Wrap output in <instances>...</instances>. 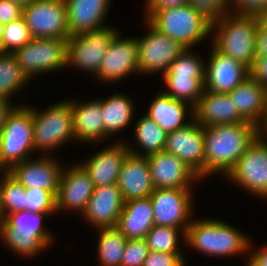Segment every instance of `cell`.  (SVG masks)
I'll use <instances>...</instances> for the list:
<instances>
[{
  "mask_svg": "<svg viewBox=\"0 0 267 266\" xmlns=\"http://www.w3.org/2000/svg\"><path fill=\"white\" fill-rule=\"evenodd\" d=\"M205 178L215 173L226 176L260 133L250 121L203 127Z\"/></svg>",
  "mask_w": 267,
  "mask_h": 266,
  "instance_id": "obj_1",
  "label": "cell"
},
{
  "mask_svg": "<svg viewBox=\"0 0 267 266\" xmlns=\"http://www.w3.org/2000/svg\"><path fill=\"white\" fill-rule=\"evenodd\" d=\"M249 237L231 226L214 218L195 219L185 231V244L203 255L211 257H230L248 254Z\"/></svg>",
  "mask_w": 267,
  "mask_h": 266,
  "instance_id": "obj_2",
  "label": "cell"
},
{
  "mask_svg": "<svg viewBox=\"0 0 267 266\" xmlns=\"http://www.w3.org/2000/svg\"><path fill=\"white\" fill-rule=\"evenodd\" d=\"M56 213H34L21 210L4 217L0 240L16 255L34 258L51 246L54 238L51 231L42 225L45 217ZM45 228V229H44Z\"/></svg>",
  "mask_w": 267,
  "mask_h": 266,
  "instance_id": "obj_3",
  "label": "cell"
},
{
  "mask_svg": "<svg viewBox=\"0 0 267 266\" xmlns=\"http://www.w3.org/2000/svg\"><path fill=\"white\" fill-rule=\"evenodd\" d=\"M257 16L239 15L232 11L212 23L215 35L212 45L224 55L246 65L249 69L256 60Z\"/></svg>",
  "mask_w": 267,
  "mask_h": 266,
  "instance_id": "obj_4",
  "label": "cell"
},
{
  "mask_svg": "<svg viewBox=\"0 0 267 266\" xmlns=\"http://www.w3.org/2000/svg\"><path fill=\"white\" fill-rule=\"evenodd\" d=\"M36 109L32 107L35 152L50 155L66 142L75 140L71 99L50 104L43 110Z\"/></svg>",
  "mask_w": 267,
  "mask_h": 266,
  "instance_id": "obj_5",
  "label": "cell"
},
{
  "mask_svg": "<svg viewBox=\"0 0 267 266\" xmlns=\"http://www.w3.org/2000/svg\"><path fill=\"white\" fill-rule=\"evenodd\" d=\"M149 22L184 49H193L212 33V22L189 3L161 10Z\"/></svg>",
  "mask_w": 267,
  "mask_h": 266,
  "instance_id": "obj_6",
  "label": "cell"
},
{
  "mask_svg": "<svg viewBox=\"0 0 267 266\" xmlns=\"http://www.w3.org/2000/svg\"><path fill=\"white\" fill-rule=\"evenodd\" d=\"M34 149L32 106H16L8 115L0 133L2 164L10 170L15 164L29 159Z\"/></svg>",
  "mask_w": 267,
  "mask_h": 266,
  "instance_id": "obj_7",
  "label": "cell"
},
{
  "mask_svg": "<svg viewBox=\"0 0 267 266\" xmlns=\"http://www.w3.org/2000/svg\"><path fill=\"white\" fill-rule=\"evenodd\" d=\"M13 55L23 72L32 80L41 73L67 67V39L33 38Z\"/></svg>",
  "mask_w": 267,
  "mask_h": 266,
  "instance_id": "obj_8",
  "label": "cell"
},
{
  "mask_svg": "<svg viewBox=\"0 0 267 266\" xmlns=\"http://www.w3.org/2000/svg\"><path fill=\"white\" fill-rule=\"evenodd\" d=\"M118 32L114 26H108L70 36L67 39L66 66H72L79 71H86L85 73L96 76L103 57Z\"/></svg>",
  "mask_w": 267,
  "mask_h": 266,
  "instance_id": "obj_9",
  "label": "cell"
},
{
  "mask_svg": "<svg viewBox=\"0 0 267 266\" xmlns=\"http://www.w3.org/2000/svg\"><path fill=\"white\" fill-rule=\"evenodd\" d=\"M225 177L252 195L267 198V140L260 133Z\"/></svg>",
  "mask_w": 267,
  "mask_h": 266,
  "instance_id": "obj_10",
  "label": "cell"
},
{
  "mask_svg": "<svg viewBox=\"0 0 267 266\" xmlns=\"http://www.w3.org/2000/svg\"><path fill=\"white\" fill-rule=\"evenodd\" d=\"M145 23L147 34L137 38L139 74L161 72L163 75L185 49L170 36L157 30L148 20Z\"/></svg>",
  "mask_w": 267,
  "mask_h": 266,
  "instance_id": "obj_11",
  "label": "cell"
},
{
  "mask_svg": "<svg viewBox=\"0 0 267 266\" xmlns=\"http://www.w3.org/2000/svg\"><path fill=\"white\" fill-rule=\"evenodd\" d=\"M192 190L185 188L155 189L150 195L154 225L176 227L185 232L192 221L193 211H195Z\"/></svg>",
  "mask_w": 267,
  "mask_h": 266,
  "instance_id": "obj_12",
  "label": "cell"
},
{
  "mask_svg": "<svg viewBox=\"0 0 267 266\" xmlns=\"http://www.w3.org/2000/svg\"><path fill=\"white\" fill-rule=\"evenodd\" d=\"M22 17L32 38L70 37L64 0H34L23 8Z\"/></svg>",
  "mask_w": 267,
  "mask_h": 266,
  "instance_id": "obj_13",
  "label": "cell"
},
{
  "mask_svg": "<svg viewBox=\"0 0 267 266\" xmlns=\"http://www.w3.org/2000/svg\"><path fill=\"white\" fill-rule=\"evenodd\" d=\"M203 127L193 118L185 127L167 134L164 151L174 154L200 179L205 178Z\"/></svg>",
  "mask_w": 267,
  "mask_h": 266,
  "instance_id": "obj_14",
  "label": "cell"
},
{
  "mask_svg": "<svg viewBox=\"0 0 267 266\" xmlns=\"http://www.w3.org/2000/svg\"><path fill=\"white\" fill-rule=\"evenodd\" d=\"M118 32L111 41L95 77L103 83L118 82L139 74L137 37L121 38Z\"/></svg>",
  "mask_w": 267,
  "mask_h": 266,
  "instance_id": "obj_15",
  "label": "cell"
},
{
  "mask_svg": "<svg viewBox=\"0 0 267 266\" xmlns=\"http://www.w3.org/2000/svg\"><path fill=\"white\" fill-rule=\"evenodd\" d=\"M61 170L56 195V212L74 211L82 214L94 191L93 181L80 164Z\"/></svg>",
  "mask_w": 267,
  "mask_h": 266,
  "instance_id": "obj_16",
  "label": "cell"
},
{
  "mask_svg": "<svg viewBox=\"0 0 267 266\" xmlns=\"http://www.w3.org/2000/svg\"><path fill=\"white\" fill-rule=\"evenodd\" d=\"M209 60L205 65L204 90L228 94L250 76V69L230 56L210 47Z\"/></svg>",
  "mask_w": 267,
  "mask_h": 266,
  "instance_id": "obj_17",
  "label": "cell"
},
{
  "mask_svg": "<svg viewBox=\"0 0 267 266\" xmlns=\"http://www.w3.org/2000/svg\"><path fill=\"white\" fill-rule=\"evenodd\" d=\"M151 179L155 189L185 188L201 179L174 154L160 151L147 156Z\"/></svg>",
  "mask_w": 267,
  "mask_h": 266,
  "instance_id": "obj_18",
  "label": "cell"
},
{
  "mask_svg": "<svg viewBox=\"0 0 267 266\" xmlns=\"http://www.w3.org/2000/svg\"><path fill=\"white\" fill-rule=\"evenodd\" d=\"M49 155L29 158L15 164L9 173L18 180L25 188H40L51 191L57 195L62 164ZM56 159V160H55Z\"/></svg>",
  "mask_w": 267,
  "mask_h": 266,
  "instance_id": "obj_19",
  "label": "cell"
},
{
  "mask_svg": "<svg viewBox=\"0 0 267 266\" xmlns=\"http://www.w3.org/2000/svg\"><path fill=\"white\" fill-rule=\"evenodd\" d=\"M106 147L79 163L89 174L95 188L117 185L125 157L130 153L123 141H115Z\"/></svg>",
  "mask_w": 267,
  "mask_h": 266,
  "instance_id": "obj_20",
  "label": "cell"
},
{
  "mask_svg": "<svg viewBox=\"0 0 267 266\" xmlns=\"http://www.w3.org/2000/svg\"><path fill=\"white\" fill-rule=\"evenodd\" d=\"M123 205L124 200L117 185L101 186L94 188L81 215L96 229L115 227Z\"/></svg>",
  "mask_w": 267,
  "mask_h": 266,
  "instance_id": "obj_21",
  "label": "cell"
},
{
  "mask_svg": "<svg viewBox=\"0 0 267 266\" xmlns=\"http://www.w3.org/2000/svg\"><path fill=\"white\" fill-rule=\"evenodd\" d=\"M117 187L124 202L150 197L155 190L147 156L129 153L119 173Z\"/></svg>",
  "mask_w": 267,
  "mask_h": 266,
  "instance_id": "obj_22",
  "label": "cell"
},
{
  "mask_svg": "<svg viewBox=\"0 0 267 266\" xmlns=\"http://www.w3.org/2000/svg\"><path fill=\"white\" fill-rule=\"evenodd\" d=\"M70 36L104 29L111 0H64Z\"/></svg>",
  "mask_w": 267,
  "mask_h": 266,
  "instance_id": "obj_23",
  "label": "cell"
},
{
  "mask_svg": "<svg viewBox=\"0 0 267 266\" xmlns=\"http://www.w3.org/2000/svg\"><path fill=\"white\" fill-rule=\"evenodd\" d=\"M193 111L194 119L202 127L247 121L238 112L229 95L223 93L204 90Z\"/></svg>",
  "mask_w": 267,
  "mask_h": 266,
  "instance_id": "obj_24",
  "label": "cell"
},
{
  "mask_svg": "<svg viewBox=\"0 0 267 266\" xmlns=\"http://www.w3.org/2000/svg\"><path fill=\"white\" fill-rule=\"evenodd\" d=\"M238 112L260 127L267 116V88L249 76L228 93Z\"/></svg>",
  "mask_w": 267,
  "mask_h": 266,
  "instance_id": "obj_25",
  "label": "cell"
},
{
  "mask_svg": "<svg viewBox=\"0 0 267 266\" xmlns=\"http://www.w3.org/2000/svg\"><path fill=\"white\" fill-rule=\"evenodd\" d=\"M161 91L153 97L145 115L167 133L185 127L194 118L193 107Z\"/></svg>",
  "mask_w": 267,
  "mask_h": 266,
  "instance_id": "obj_26",
  "label": "cell"
},
{
  "mask_svg": "<svg viewBox=\"0 0 267 266\" xmlns=\"http://www.w3.org/2000/svg\"><path fill=\"white\" fill-rule=\"evenodd\" d=\"M75 141L103 142L105 128L102 114V105L99 99L78 103L72 100Z\"/></svg>",
  "mask_w": 267,
  "mask_h": 266,
  "instance_id": "obj_27",
  "label": "cell"
},
{
  "mask_svg": "<svg viewBox=\"0 0 267 266\" xmlns=\"http://www.w3.org/2000/svg\"><path fill=\"white\" fill-rule=\"evenodd\" d=\"M154 226L150 197L124 202L115 226L126 239H143Z\"/></svg>",
  "mask_w": 267,
  "mask_h": 266,
  "instance_id": "obj_28",
  "label": "cell"
},
{
  "mask_svg": "<svg viewBox=\"0 0 267 266\" xmlns=\"http://www.w3.org/2000/svg\"><path fill=\"white\" fill-rule=\"evenodd\" d=\"M102 105V116L105 128V138L116 135L115 133L125 130L132 122L135 106L129 96L121 92L115 93L107 99H99Z\"/></svg>",
  "mask_w": 267,
  "mask_h": 266,
  "instance_id": "obj_29",
  "label": "cell"
},
{
  "mask_svg": "<svg viewBox=\"0 0 267 266\" xmlns=\"http://www.w3.org/2000/svg\"><path fill=\"white\" fill-rule=\"evenodd\" d=\"M133 125L135 126L134 140L144 152L138 150L137 146L135 148L132 146L130 147V144L125 142L130 153L138 156H148L164 151L168 133L159 127L152 119L144 114L137 120L136 124Z\"/></svg>",
  "mask_w": 267,
  "mask_h": 266,
  "instance_id": "obj_30",
  "label": "cell"
},
{
  "mask_svg": "<svg viewBox=\"0 0 267 266\" xmlns=\"http://www.w3.org/2000/svg\"><path fill=\"white\" fill-rule=\"evenodd\" d=\"M97 257L101 266H121L127 239L116 227L98 228Z\"/></svg>",
  "mask_w": 267,
  "mask_h": 266,
  "instance_id": "obj_31",
  "label": "cell"
},
{
  "mask_svg": "<svg viewBox=\"0 0 267 266\" xmlns=\"http://www.w3.org/2000/svg\"><path fill=\"white\" fill-rule=\"evenodd\" d=\"M31 81L19 66L13 53L0 54V97L11 100Z\"/></svg>",
  "mask_w": 267,
  "mask_h": 266,
  "instance_id": "obj_32",
  "label": "cell"
},
{
  "mask_svg": "<svg viewBox=\"0 0 267 266\" xmlns=\"http://www.w3.org/2000/svg\"><path fill=\"white\" fill-rule=\"evenodd\" d=\"M168 94L174 99L195 107L204 92L205 77L162 76ZM168 87V88H167Z\"/></svg>",
  "mask_w": 267,
  "mask_h": 266,
  "instance_id": "obj_33",
  "label": "cell"
},
{
  "mask_svg": "<svg viewBox=\"0 0 267 266\" xmlns=\"http://www.w3.org/2000/svg\"><path fill=\"white\" fill-rule=\"evenodd\" d=\"M0 177V209L3 217L9 213L25 210V187L9 172Z\"/></svg>",
  "mask_w": 267,
  "mask_h": 266,
  "instance_id": "obj_34",
  "label": "cell"
},
{
  "mask_svg": "<svg viewBox=\"0 0 267 266\" xmlns=\"http://www.w3.org/2000/svg\"><path fill=\"white\" fill-rule=\"evenodd\" d=\"M182 238L185 240V232L180 228L154 225L144 239L151 251L182 253L179 248Z\"/></svg>",
  "mask_w": 267,
  "mask_h": 266,
  "instance_id": "obj_35",
  "label": "cell"
},
{
  "mask_svg": "<svg viewBox=\"0 0 267 266\" xmlns=\"http://www.w3.org/2000/svg\"><path fill=\"white\" fill-rule=\"evenodd\" d=\"M193 51L192 49H185L163 76L205 77L206 61L194 54Z\"/></svg>",
  "mask_w": 267,
  "mask_h": 266,
  "instance_id": "obj_36",
  "label": "cell"
},
{
  "mask_svg": "<svg viewBox=\"0 0 267 266\" xmlns=\"http://www.w3.org/2000/svg\"><path fill=\"white\" fill-rule=\"evenodd\" d=\"M33 38L23 17L5 24L2 53H14Z\"/></svg>",
  "mask_w": 267,
  "mask_h": 266,
  "instance_id": "obj_37",
  "label": "cell"
},
{
  "mask_svg": "<svg viewBox=\"0 0 267 266\" xmlns=\"http://www.w3.org/2000/svg\"><path fill=\"white\" fill-rule=\"evenodd\" d=\"M25 210L34 213H57L56 196L48 190L25 188Z\"/></svg>",
  "mask_w": 267,
  "mask_h": 266,
  "instance_id": "obj_38",
  "label": "cell"
},
{
  "mask_svg": "<svg viewBox=\"0 0 267 266\" xmlns=\"http://www.w3.org/2000/svg\"><path fill=\"white\" fill-rule=\"evenodd\" d=\"M188 3L212 23L231 11L228 0H188Z\"/></svg>",
  "mask_w": 267,
  "mask_h": 266,
  "instance_id": "obj_39",
  "label": "cell"
},
{
  "mask_svg": "<svg viewBox=\"0 0 267 266\" xmlns=\"http://www.w3.org/2000/svg\"><path fill=\"white\" fill-rule=\"evenodd\" d=\"M150 249L145 239H127L121 266H143Z\"/></svg>",
  "mask_w": 267,
  "mask_h": 266,
  "instance_id": "obj_40",
  "label": "cell"
},
{
  "mask_svg": "<svg viewBox=\"0 0 267 266\" xmlns=\"http://www.w3.org/2000/svg\"><path fill=\"white\" fill-rule=\"evenodd\" d=\"M183 253L149 252L143 266H186Z\"/></svg>",
  "mask_w": 267,
  "mask_h": 266,
  "instance_id": "obj_41",
  "label": "cell"
},
{
  "mask_svg": "<svg viewBox=\"0 0 267 266\" xmlns=\"http://www.w3.org/2000/svg\"><path fill=\"white\" fill-rule=\"evenodd\" d=\"M231 11L239 15L258 16L267 8V0H234Z\"/></svg>",
  "mask_w": 267,
  "mask_h": 266,
  "instance_id": "obj_42",
  "label": "cell"
},
{
  "mask_svg": "<svg viewBox=\"0 0 267 266\" xmlns=\"http://www.w3.org/2000/svg\"><path fill=\"white\" fill-rule=\"evenodd\" d=\"M188 3V0H146L145 20H150L157 12L169 8L179 7Z\"/></svg>",
  "mask_w": 267,
  "mask_h": 266,
  "instance_id": "obj_43",
  "label": "cell"
},
{
  "mask_svg": "<svg viewBox=\"0 0 267 266\" xmlns=\"http://www.w3.org/2000/svg\"><path fill=\"white\" fill-rule=\"evenodd\" d=\"M23 16V7L10 0H0V22L8 24Z\"/></svg>",
  "mask_w": 267,
  "mask_h": 266,
  "instance_id": "obj_44",
  "label": "cell"
},
{
  "mask_svg": "<svg viewBox=\"0 0 267 266\" xmlns=\"http://www.w3.org/2000/svg\"><path fill=\"white\" fill-rule=\"evenodd\" d=\"M250 76L267 88V57H259L250 69Z\"/></svg>",
  "mask_w": 267,
  "mask_h": 266,
  "instance_id": "obj_45",
  "label": "cell"
},
{
  "mask_svg": "<svg viewBox=\"0 0 267 266\" xmlns=\"http://www.w3.org/2000/svg\"><path fill=\"white\" fill-rule=\"evenodd\" d=\"M252 242L253 241L251 240L248 249L249 255L247 254L248 257L246 260L247 264L244 266H267V245L262 247V249L259 248L257 250L255 249L254 251L252 247L253 246Z\"/></svg>",
  "mask_w": 267,
  "mask_h": 266,
  "instance_id": "obj_46",
  "label": "cell"
},
{
  "mask_svg": "<svg viewBox=\"0 0 267 266\" xmlns=\"http://www.w3.org/2000/svg\"><path fill=\"white\" fill-rule=\"evenodd\" d=\"M256 58L267 57V28L258 27L256 33V46H255Z\"/></svg>",
  "mask_w": 267,
  "mask_h": 266,
  "instance_id": "obj_47",
  "label": "cell"
},
{
  "mask_svg": "<svg viewBox=\"0 0 267 266\" xmlns=\"http://www.w3.org/2000/svg\"><path fill=\"white\" fill-rule=\"evenodd\" d=\"M9 99L0 97V133L2 132L5 123L7 121L8 115L16 107V104L13 106Z\"/></svg>",
  "mask_w": 267,
  "mask_h": 266,
  "instance_id": "obj_48",
  "label": "cell"
},
{
  "mask_svg": "<svg viewBox=\"0 0 267 266\" xmlns=\"http://www.w3.org/2000/svg\"><path fill=\"white\" fill-rule=\"evenodd\" d=\"M259 26L267 28V8H265L258 16Z\"/></svg>",
  "mask_w": 267,
  "mask_h": 266,
  "instance_id": "obj_49",
  "label": "cell"
},
{
  "mask_svg": "<svg viewBox=\"0 0 267 266\" xmlns=\"http://www.w3.org/2000/svg\"><path fill=\"white\" fill-rule=\"evenodd\" d=\"M259 132L267 140V116L264 123L259 127Z\"/></svg>",
  "mask_w": 267,
  "mask_h": 266,
  "instance_id": "obj_50",
  "label": "cell"
},
{
  "mask_svg": "<svg viewBox=\"0 0 267 266\" xmlns=\"http://www.w3.org/2000/svg\"><path fill=\"white\" fill-rule=\"evenodd\" d=\"M10 1L24 8L25 6L31 4L34 0H10Z\"/></svg>",
  "mask_w": 267,
  "mask_h": 266,
  "instance_id": "obj_51",
  "label": "cell"
},
{
  "mask_svg": "<svg viewBox=\"0 0 267 266\" xmlns=\"http://www.w3.org/2000/svg\"><path fill=\"white\" fill-rule=\"evenodd\" d=\"M4 28H5V24L0 22V54L2 53V40H3Z\"/></svg>",
  "mask_w": 267,
  "mask_h": 266,
  "instance_id": "obj_52",
  "label": "cell"
},
{
  "mask_svg": "<svg viewBox=\"0 0 267 266\" xmlns=\"http://www.w3.org/2000/svg\"><path fill=\"white\" fill-rule=\"evenodd\" d=\"M0 172H2L1 174L9 172V170L2 164L1 156H0Z\"/></svg>",
  "mask_w": 267,
  "mask_h": 266,
  "instance_id": "obj_53",
  "label": "cell"
},
{
  "mask_svg": "<svg viewBox=\"0 0 267 266\" xmlns=\"http://www.w3.org/2000/svg\"><path fill=\"white\" fill-rule=\"evenodd\" d=\"M3 220H4V217H3L1 209H0V232H1Z\"/></svg>",
  "mask_w": 267,
  "mask_h": 266,
  "instance_id": "obj_54",
  "label": "cell"
}]
</instances>
